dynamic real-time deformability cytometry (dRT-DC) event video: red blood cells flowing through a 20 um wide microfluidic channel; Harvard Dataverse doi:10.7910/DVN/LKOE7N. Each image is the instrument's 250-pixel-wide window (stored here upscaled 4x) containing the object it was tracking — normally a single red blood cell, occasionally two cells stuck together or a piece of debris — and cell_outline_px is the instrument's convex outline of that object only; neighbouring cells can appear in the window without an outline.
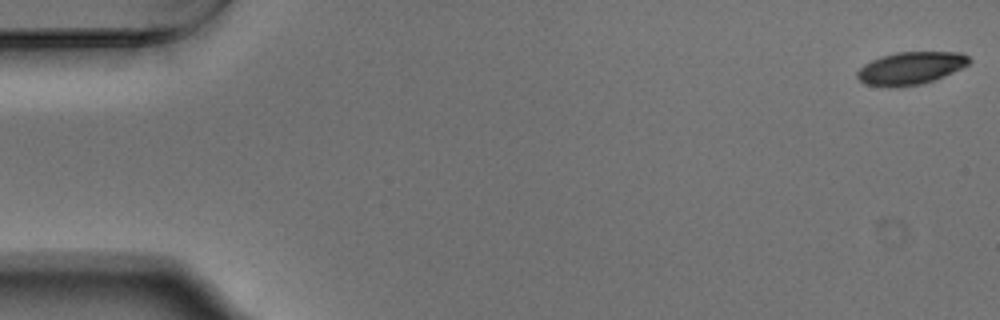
{"species": "Egyptian fruit bat (a non-hibernating species)", "species_latin": "Rousettus aegyptiacus", "temperature_condition": "warm", "stored_images_in_passage": 54, "camera_frame_rate_fps": 3000, "um_per_image_px": 0.085, "animal": {"sex": "male"}, "frame": {"image": 1, "passage_image": 1, "time_ms": 0.0, "image_size_px": [1000, 320], "cell_outline_px": [[972, 60], [968, 64], [952, 72], [932, 80], [920, 84], [896, 88], [888, 88], [864, 84], [856, 76], [856, 72], [864, 64], [880, 56], [896, 52], [960, 52], [968, 56]], "centroid_in_image_um": [77.35, 5.8], "position_along_channel_um": 7.6, "area_um2": 21.33}}
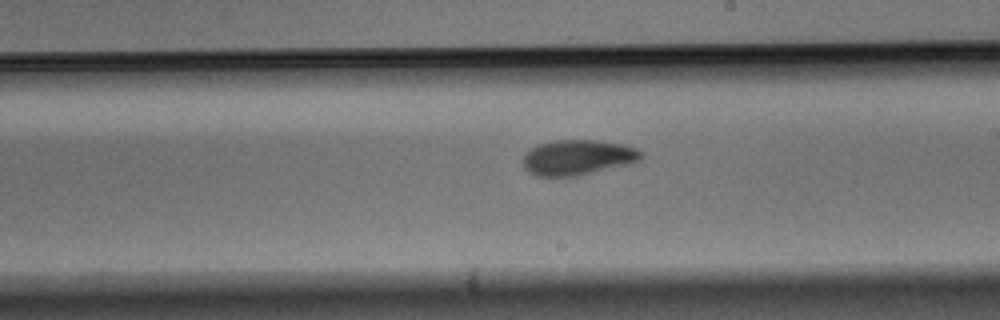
{"frame": {"image": 2, "passage_image": 31, "time_ms": 10.0, "image_size_px": [1000, 320], "cell_outline_px": [[644, 156], [640, 160], [632, 164], [580, 176], [536, 176], [528, 172], [524, 168], [520, 160], [524, 152], [540, 144], [556, 140], [596, 140], [624, 144], [636, 148]], "centroid_in_image_um": [49.1, 13.4], "position_along_channel_um": 239.9, "area_um2": 24.8}}
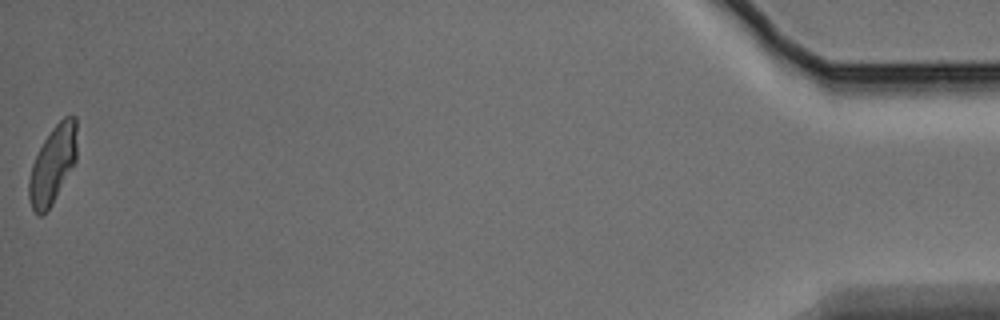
{"frame": {"image": 3, "passage_image": 54, "time_ms": 17.667, "image_size_px": [1000, 320], "cell_outline_px": [[76, 160], [52, 204], [40, 216], [36, 216], [32, 208], [28, 196], [28, 180], [32, 164], [44, 140], [52, 128], [64, 116], [76, 116]], "centroid_in_image_um": [4.46, 14.0], "position_along_channel_um": 430.7, "area_um2": 21.44}, "authors_computed_cell_mechanics": {"area_um2": 23.1489, "velocity_mm_per_s": 3.7463, "shape_relaxation_time_tau1_ms": 3.7529, "shape_relaxation_time_tau2_ms": 3.4068, "deformation_change_tau1": 0.1503, "deformation_change_tau2": 0.0931}}